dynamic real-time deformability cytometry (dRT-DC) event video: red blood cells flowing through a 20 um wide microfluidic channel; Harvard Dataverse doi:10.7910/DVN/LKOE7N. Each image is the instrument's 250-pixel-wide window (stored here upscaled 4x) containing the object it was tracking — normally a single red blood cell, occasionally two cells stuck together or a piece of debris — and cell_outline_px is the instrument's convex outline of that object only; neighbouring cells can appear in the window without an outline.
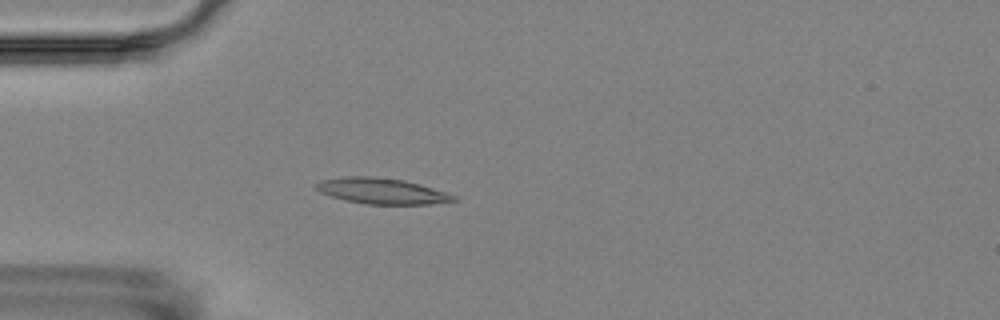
{"species": "Egyptian fruit bat (a non-hibernating species)", "species_latin": "Rousettus aegyptiacus", "temperature_condition": "room temperature", "stored_images_in_passage": 4, "camera_frame_rate_fps": 3000, "um_per_image_px": 0.085, "animal": {"sex": "female"}, "frame": {"image": 1, "passage_image": 4, "time_ms": 4.667, "image_size_px": [1000, 320], "cell_outline_px": [[460, 200], [428, 204], [364, 204], [344, 200], [320, 192], [316, 188], [316, 184], [320, 180], [348, 176], [372, 176], [404, 180], [420, 184], [456, 196]], "centroid_in_image_um": [32.45, 16.23], "position_along_channel_um": 52.6, "area_um2": 20.58}}